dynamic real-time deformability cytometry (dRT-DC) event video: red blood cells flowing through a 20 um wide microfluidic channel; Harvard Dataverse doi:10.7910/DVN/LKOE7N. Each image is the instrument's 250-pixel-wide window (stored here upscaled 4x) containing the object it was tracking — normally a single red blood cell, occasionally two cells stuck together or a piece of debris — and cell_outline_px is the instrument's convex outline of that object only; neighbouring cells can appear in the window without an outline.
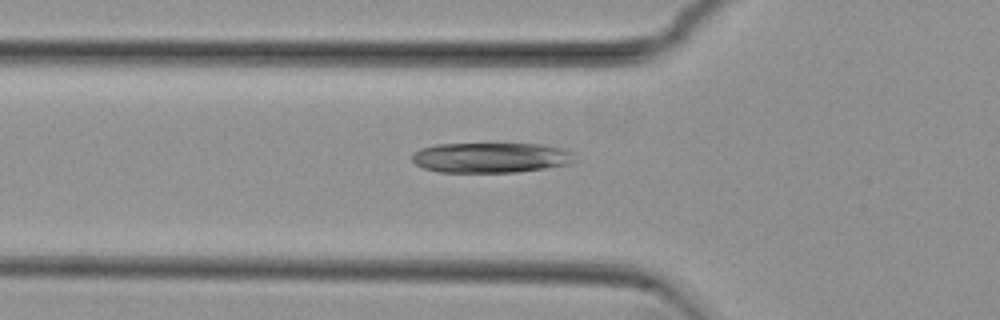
{"species": "common noctule bat (a hibernating species)", "species_latin": "Nyctalus noctula", "temperature_condition": "cold", "stored_images_in_passage": 39, "camera_frame_rate_fps": 3000, "um_per_image_px": 0.085, "animal": {"sex": "female", "body_mass_g": 29.2, "forearm_length_mm": 56.3}, "frame": {"image": 1, "passage_image": 7, "time_ms": 2.0, "image_size_px": [1000, 320], "cell_outline_px": [[572, 164], [516, 172], [440, 172], [424, 168], [416, 164], [412, 160], [412, 156], [420, 148], [436, 144], [540, 144], [560, 148], [572, 152]], "centroid_in_image_um": [41.69, 13.4], "position_along_channel_um": 84.1, "area_um2": 28.38}}
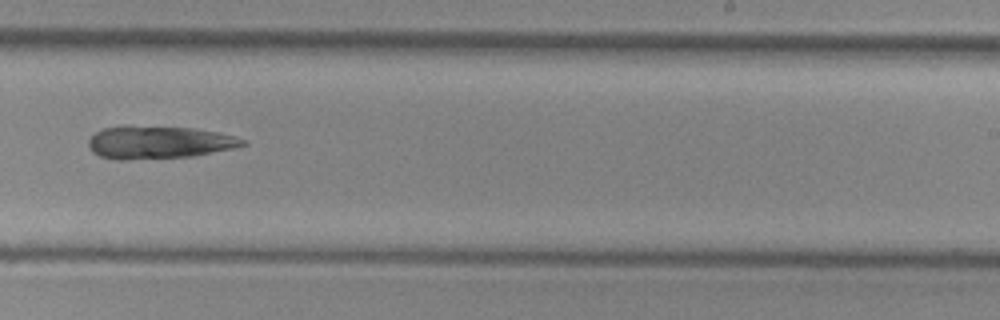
{"frame": {"image": 2, "passage_image": 22, "time_ms": 7.0, "image_size_px": [1000, 320], "cell_outline_px": [[248, 144], [232, 148], [192, 156], [128, 160], [116, 160], [100, 156], [92, 152], [88, 148], [88, 140], [96, 132], [104, 128], [124, 124], [196, 128], [236, 136], [248, 140]], "centroid_in_image_um": [13.47, 12.08], "position_along_channel_um": 275.5, "area_um2": 30.0}}
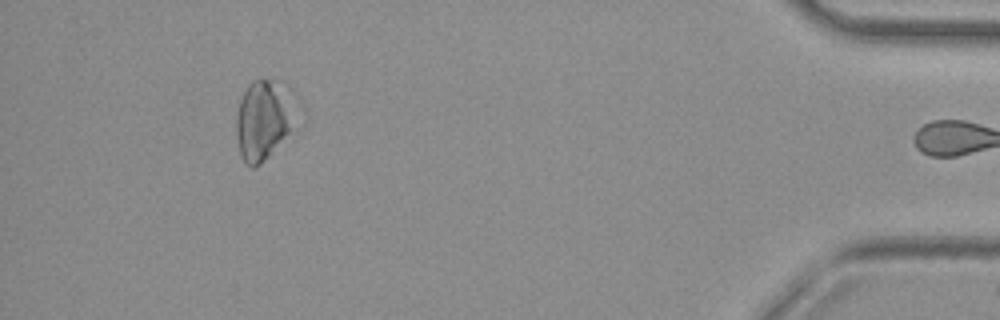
{"frame": {"image": 3, "passage_image": 38, "time_ms": 12.333, "image_size_px": [1000, 320], "cell_outline_px": [[308, 120], [300, 132], [260, 164], [252, 168], [244, 160], [240, 152], [236, 136], [236, 116], [240, 100], [248, 84], [252, 80], [280, 80], [288, 84], [300, 96], [308, 112]], "centroid_in_image_um": [22.77, 10.13], "position_along_channel_um": 412.4, "area_um2": 32.25}, "authors_computed_cell_mechanics": {"area_um2": 29.5358, "velocity_mm_per_s": 3.8143, "shape_relaxation_time_tau1_ms": null, "shape_relaxation_time_tau2_ms": 8.001, "deformation_change_tau1": null, "deformation_change_tau2": 0.129}}